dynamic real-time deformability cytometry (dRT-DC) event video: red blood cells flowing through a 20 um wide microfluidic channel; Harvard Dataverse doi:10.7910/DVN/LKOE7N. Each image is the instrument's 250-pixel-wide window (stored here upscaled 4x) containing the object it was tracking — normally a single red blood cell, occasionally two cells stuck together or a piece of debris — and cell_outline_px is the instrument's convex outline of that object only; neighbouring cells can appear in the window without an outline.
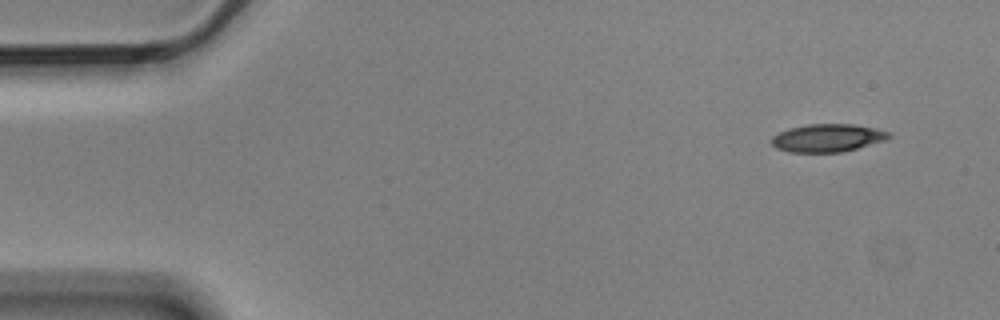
{"species": "Egyptian fruit bat (a non-hibernating species)", "species_latin": "Rousettus aegyptiacus", "temperature_condition": "cold", "stored_images_in_passage": 5, "camera_frame_rate_fps": 3000, "um_per_image_px": 0.085, "animal": {"sex": "male"}, "frame": {"image": 1, "passage_image": 1, "time_ms": 0.0, "image_size_px": [1000, 320], "cell_outline_px": [[892, 136], [884, 140], [856, 148], [840, 152], [788, 152], [776, 148], [772, 144], [772, 136], [788, 128], [808, 124], [852, 124], [876, 128], [888, 132]], "centroid_in_image_um": [70.31, 11.72], "position_along_channel_um": 14.7, "area_um2": 18.9}}
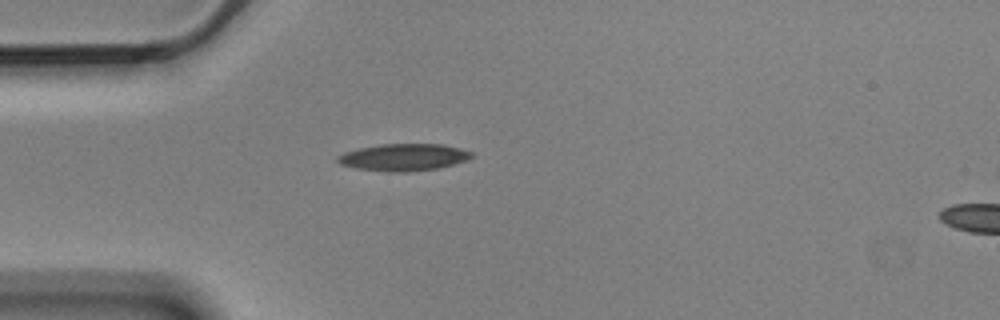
{"frame": {"image": 2, "passage_image": 4, "time_ms": 1.0, "image_size_px": [1000, 320], "cell_outline_px": [[476, 156], [468, 160], [436, 168], [408, 172], [388, 172], [356, 168], [340, 164], [336, 160], [336, 156], [344, 152], [360, 148], [380, 144], [444, 144], [460, 148], [472, 152]], "centroid_in_image_um": [34.32, 13.36], "position_along_channel_um": 50.7, "area_um2": 21.21}}